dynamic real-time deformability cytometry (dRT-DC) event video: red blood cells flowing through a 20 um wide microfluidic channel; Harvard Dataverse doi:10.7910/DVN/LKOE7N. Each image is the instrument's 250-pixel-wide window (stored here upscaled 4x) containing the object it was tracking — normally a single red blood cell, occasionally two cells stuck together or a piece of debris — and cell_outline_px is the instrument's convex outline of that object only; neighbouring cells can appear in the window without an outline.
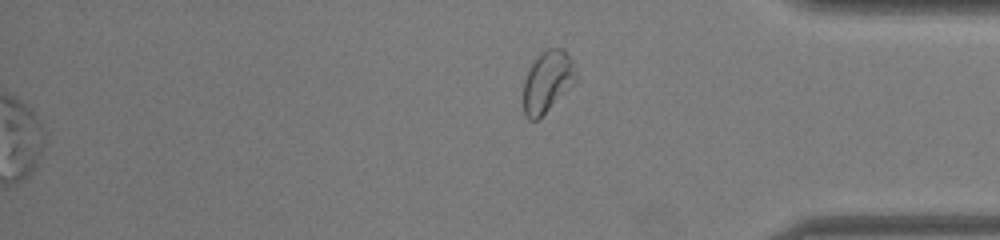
{"species": "common noctule bat (a hibernating species)", "species_latin": "Nyctalus noctula", "temperature_condition": "warm", "stored_images_in_passage": 40, "segment_of_instrument_passage": [2, 2], "camera_frame_rate_fps": 3000, "um_per_image_px": 0.085, "animal": {"sex": "male", "body_mass_g": 19.0, "forearm_length_mm": 50.8}, "frame": {"image": 1, "passage_image": 40, "time_ms": 13.0, "image_size_px": [1000, 240], "cell_outline_px": [[580, 80], [536, 120], [528, 120], [524, 112], [524, 80], [532, 64], [540, 52], [548, 48], [564, 48], [580, 76]], "centroid_in_image_um": [46.59, 6.91], "position_along_channel_um": 388.6, "area_um2": 18.96}}